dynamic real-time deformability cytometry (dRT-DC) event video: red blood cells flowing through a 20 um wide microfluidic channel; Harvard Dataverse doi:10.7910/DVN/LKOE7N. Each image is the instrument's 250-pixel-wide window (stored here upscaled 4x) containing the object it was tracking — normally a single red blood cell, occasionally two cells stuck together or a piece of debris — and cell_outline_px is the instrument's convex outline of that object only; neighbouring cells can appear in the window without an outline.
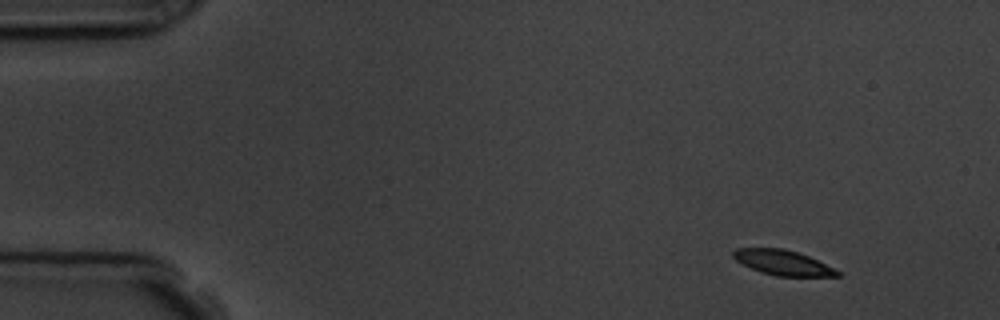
{"species": "common noctule bat (a hibernating species)", "species_latin": "Nyctalus noctula", "temperature_condition": "room temperature", "stored_images_in_passage": 5, "segment_of_instrument_passage": [1, 2], "camera_frame_rate_fps": 3000, "um_per_image_px": 0.085, "animal": {"sex": "male", "body_mass_g": 19.5, "forearm_length_mm": 54.6}, "frame": {"image": 1, "passage_image": 1, "time_ms": 0.0, "image_size_px": [1000, 320], "cell_outline_px": [[840, 276], [776, 276], [760, 272], [736, 260], [732, 256], [732, 252], [736, 248], [784, 248], [808, 256], [840, 272]], "centroid_in_image_um": [66.5, 22.32], "position_along_channel_um": 18.5, "area_um2": 14.91}}
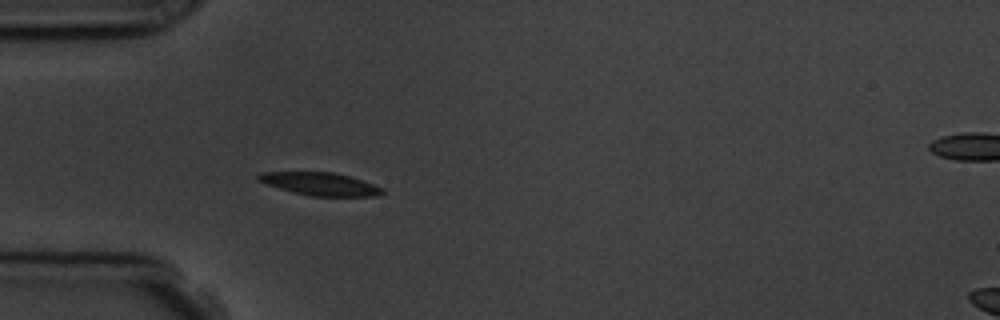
{"frame": {"image": 2, "passage_image": 4, "time_ms": 3.667, "image_size_px": [1000, 320], "cell_outline_px": [[384, 192], [376, 196], [312, 196], [292, 192], [256, 180], [256, 176], [260, 172], [332, 172], [348, 176], [384, 188]], "centroid_in_image_um": [27.19, 15.63], "position_along_channel_um": 57.8, "area_um2": 16.3}}